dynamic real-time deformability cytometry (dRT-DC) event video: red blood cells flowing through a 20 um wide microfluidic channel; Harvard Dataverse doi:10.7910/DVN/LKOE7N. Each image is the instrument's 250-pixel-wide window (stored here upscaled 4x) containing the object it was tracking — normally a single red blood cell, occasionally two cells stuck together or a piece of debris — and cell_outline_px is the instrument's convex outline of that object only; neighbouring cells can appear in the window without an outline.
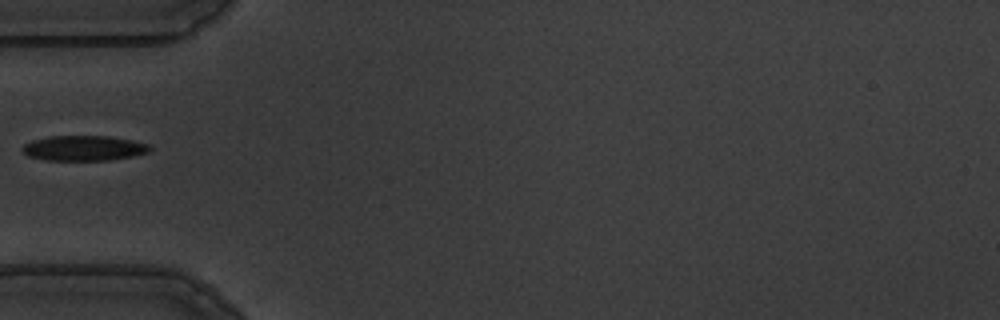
{"species": "common noctule bat (a hibernating species)", "species_latin": "Nyctalus noctula", "temperature_condition": "warm", "stored_images_in_passage": 38, "camera_frame_rate_fps": 3000, "um_per_image_px": 0.085, "animal": {"sex": "male", "body_mass_g": 19.5, "forearm_length_mm": 54.6}, "frame": {"image": 1, "passage_image": 1, "time_ms": 0.0, "image_size_px": [1000, 320], "cell_outline_px": [[152, 148], [148, 152], [132, 156], [112, 160], [44, 160], [28, 156], [20, 148], [24, 144], [32, 140], [48, 136], [108, 136], [132, 140], [148, 144]], "centroid_in_image_um": [7.1, 12.59], "position_along_channel_um": 77.9, "area_um2": 18.73}}
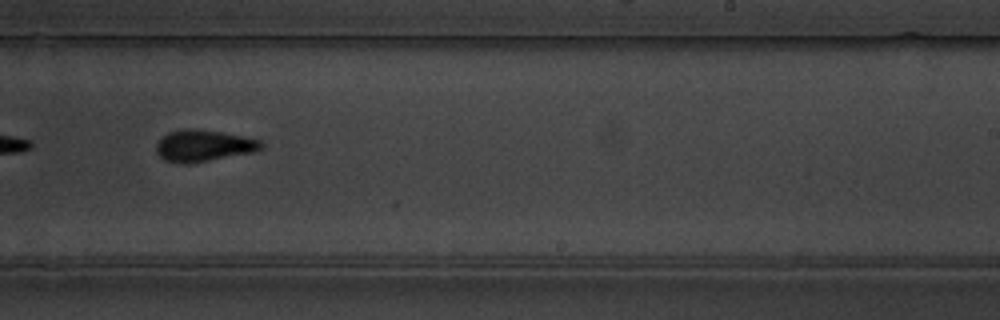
{"frame": {"image": 2, "passage_image": 17, "time_ms": 5.333, "image_size_px": [1000, 320], "cell_outline_px": [[264, 148], [252, 152], [188, 164], [164, 160], [156, 152], [156, 144], [168, 132], [184, 128], [192, 128], [220, 132], [260, 140], [264, 144]], "centroid_in_image_um": [17.29, 12.38], "position_along_channel_um": 271.7, "area_um2": 19.07}}
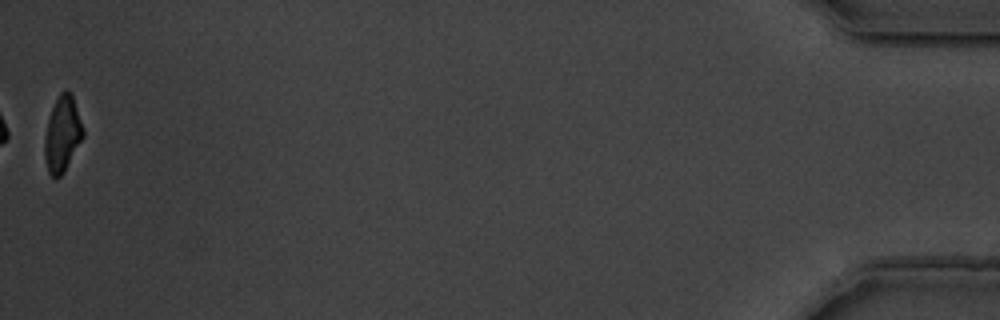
{"frame": {"image": 3, "passage_image": 38, "time_ms": 12.333, "image_size_px": [1000, 320], "cell_outline_px": [[84, 136], [64, 172], [60, 176], [52, 176], [48, 172], [44, 156], [44, 136], [48, 120], [52, 108], [60, 92], [64, 88], [72, 96], [84, 128]], "centroid_in_image_um": [5.3, 11.4], "position_along_channel_um": 429.9, "area_um2": 16.82}}